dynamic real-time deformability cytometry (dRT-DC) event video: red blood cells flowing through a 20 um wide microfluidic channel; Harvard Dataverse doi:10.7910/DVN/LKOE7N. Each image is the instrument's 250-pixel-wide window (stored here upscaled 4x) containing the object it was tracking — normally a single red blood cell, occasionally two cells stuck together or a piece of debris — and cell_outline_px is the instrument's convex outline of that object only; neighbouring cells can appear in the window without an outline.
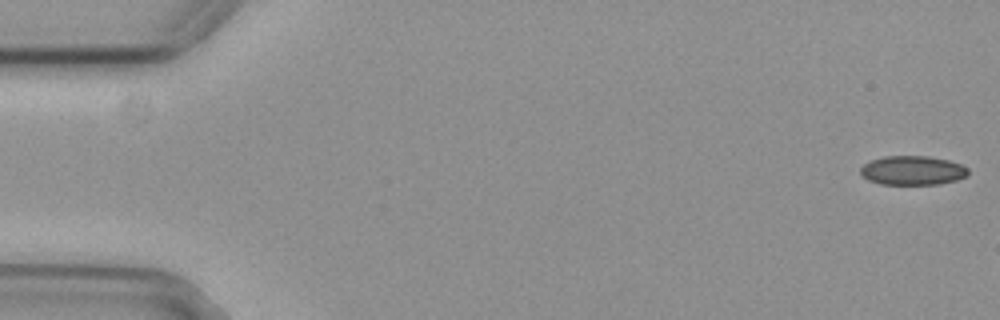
{"species": "common noctule bat (a hibernating species)", "species_latin": "Nyctalus noctula", "temperature_condition": "cold", "stored_images_in_passage": 8, "camera_frame_rate_fps": 3000, "um_per_image_px": 0.085, "animal": {"sex": "female", "body_mass_g": 29.2, "forearm_length_mm": 56.3}, "frame": {"image": 1, "passage_image": 1, "time_ms": 0.0, "image_size_px": [1000, 320], "cell_outline_px": [[968, 176], [956, 180], [940, 184], [880, 184], [868, 180], [860, 172], [860, 168], [864, 164], [872, 160], [884, 156], [928, 156], [948, 160], [960, 164], [968, 168]], "centroid_in_image_um": [77.58, 14.49], "position_along_channel_um": 7.4, "area_um2": 18.26}}